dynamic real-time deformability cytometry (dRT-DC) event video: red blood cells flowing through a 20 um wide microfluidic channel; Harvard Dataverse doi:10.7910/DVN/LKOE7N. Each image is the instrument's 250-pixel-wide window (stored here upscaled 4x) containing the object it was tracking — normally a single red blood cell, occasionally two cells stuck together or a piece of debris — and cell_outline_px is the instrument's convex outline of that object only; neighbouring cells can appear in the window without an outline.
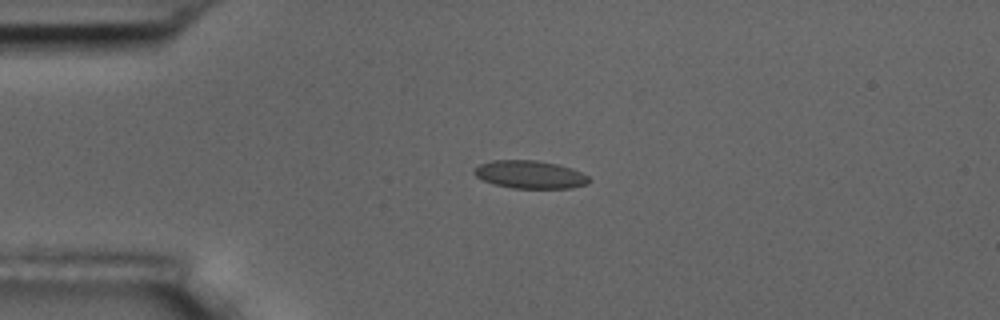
{"species": "common noctule bat (a hibernating species)", "species_latin": "Nyctalus noctula", "temperature_condition": "room temperature", "stored_images_in_passage": 5, "camera_frame_rate_fps": 3000, "um_per_image_px": 0.085, "animal": {"sex": "male", "body_mass_g": 17.5, "forearm_length_mm": 52.3}, "frame": {"image": 1, "passage_image": 3, "time_ms": 3.0, "image_size_px": [1000, 320], "cell_outline_px": [[592, 180], [588, 184], [572, 188], [512, 188], [496, 184], [484, 180], [476, 176], [472, 172], [472, 168], [480, 164], [492, 160], [536, 160], [556, 164], [572, 168], [588, 176]], "centroid_in_image_um": [45.05, 14.83], "position_along_channel_um": 39.9, "area_um2": 18.73}}